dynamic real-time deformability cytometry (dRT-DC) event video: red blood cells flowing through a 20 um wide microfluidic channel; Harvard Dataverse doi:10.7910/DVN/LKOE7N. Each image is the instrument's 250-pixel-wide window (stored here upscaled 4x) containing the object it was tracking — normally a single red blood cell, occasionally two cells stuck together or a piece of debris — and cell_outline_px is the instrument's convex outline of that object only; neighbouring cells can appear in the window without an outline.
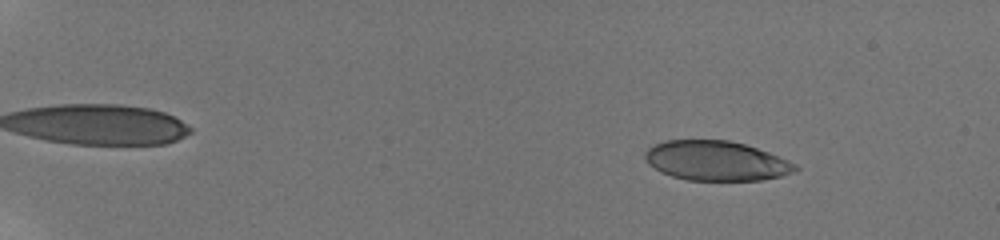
{"species": "human", "species_latin": "Homo sapiens", "temperature_condition": "room temperature", "stored_images_in_passage": 7, "camera_frame_rate_fps": 3000, "um_per_image_px": 0.085, "donor": {"sex": "male"}, "frame": {"image": 1, "passage_image": 2, "time_ms": 1.0, "image_size_px": [1000, 240], "cell_outline_px": [[800, 168], [796, 172], [780, 176], [760, 180], [688, 180], [672, 176], [648, 164], [644, 156], [644, 152], [648, 148], [664, 140], [728, 140], [744, 144], [768, 152], [788, 160], [796, 164]], "centroid_in_image_um": [60.89, 13.66], "position_along_channel_um": 24.1, "area_um2": 34.56}}
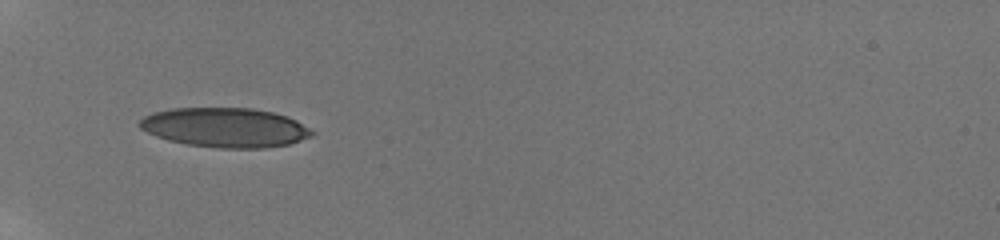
{"frame": {"image": 2, "passage_image": 6, "time_ms": 5.667, "image_size_px": [1000, 240], "cell_outline_px": [[316, 132], [312, 136], [288, 144], [264, 148], [220, 148], [188, 144], [168, 140], [156, 136], [140, 128], [136, 124], [144, 116], [152, 112], [172, 108], [252, 108], [272, 112], [288, 116], [296, 120]], "centroid_in_image_um": [19.13, 10.83], "position_along_channel_um": 65.9, "area_um2": 39.71}}